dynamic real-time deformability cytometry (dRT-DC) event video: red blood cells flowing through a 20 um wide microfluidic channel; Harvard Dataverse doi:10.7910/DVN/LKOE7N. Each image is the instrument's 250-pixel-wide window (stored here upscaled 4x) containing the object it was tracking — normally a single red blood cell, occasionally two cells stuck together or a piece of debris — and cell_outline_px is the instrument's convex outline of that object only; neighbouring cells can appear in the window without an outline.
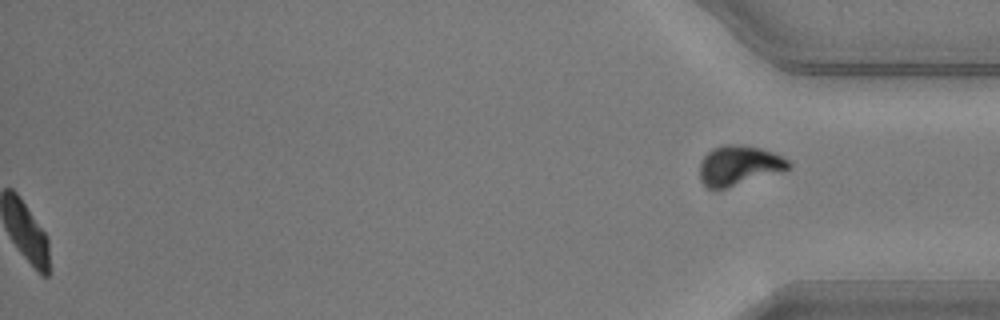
{"species": "common noctule bat (a hibernating species)", "species_latin": "Nyctalus noctula", "temperature_condition": "warm", "stored_images_in_passage": 46, "segment_of_instrument_passage": [2, 2], "camera_frame_rate_fps": 3000, "um_per_image_px": 0.085, "animal": {"sex": "male", "body_mass_g": 20.5, "forearm_length_mm": 52.5}, "frame": {"image": 1, "passage_image": 46, "time_ms": 15.0, "image_size_px": [1000, 320], "cell_outline_px": [[792, 168], [784, 172], [724, 188], [708, 188], [700, 180], [700, 160], [712, 148], [724, 144], [740, 144], [760, 148], [772, 152], [788, 160], [792, 164]], "centroid_in_image_um": [62.84, 14.05], "position_along_channel_um": 372.4, "area_um2": 20.75}}